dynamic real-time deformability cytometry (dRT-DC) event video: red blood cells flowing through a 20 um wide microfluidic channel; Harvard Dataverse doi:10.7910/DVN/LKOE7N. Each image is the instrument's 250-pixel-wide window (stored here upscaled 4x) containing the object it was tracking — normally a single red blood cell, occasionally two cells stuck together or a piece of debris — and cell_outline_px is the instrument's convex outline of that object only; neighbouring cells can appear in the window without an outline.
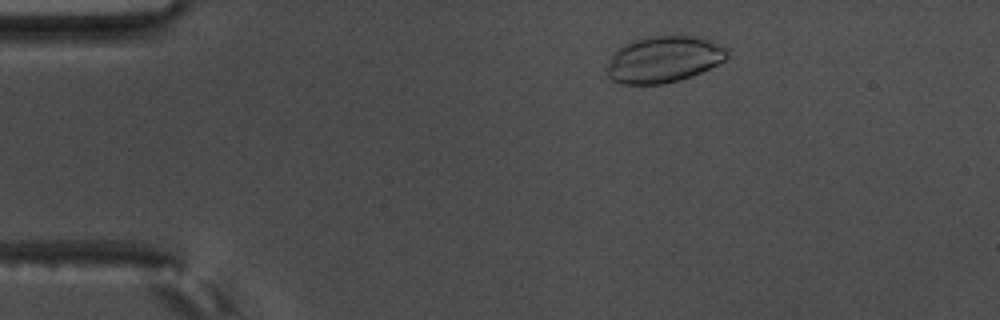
{"species": "common noctule bat (a hibernating species)", "species_latin": "Nyctalus noctula", "temperature_condition": "warm", "stored_images_in_passage": 53, "camera_frame_rate_fps": 3000, "um_per_image_px": 0.085, "animal": {"sex": "male", "body_mass_g": 17.5, "forearm_length_mm": 52.3}, "frame": {"image": 1, "passage_image": 6, "time_ms": 1.667, "image_size_px": [1000, 320], "cell_outline_px": [[728, 56], [724, 60], [692, 76], [664, 84], [620, 84], [612, 80], [608, 76], [604, 68], [612, 52], [624, 44], [632, 40], [648, 36], [696, 36], [712, 40], [728, 48]], "centroid_in_image_um": [56.36, 5.04], "position_along_channel_um": 28.6, "area_um2": 32.95}}
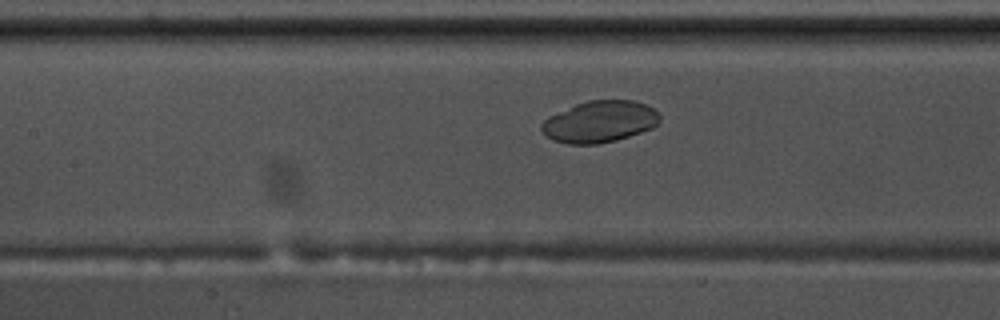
{"frame": {"image": 2, "passage_image": 22, "time_ms": 7.0, "image_size_px": [1000, 320], "cell_outline_px": [[660, 120], [652, 128], [616, 140], [596, 144], [568, 144], [552, 140], [540, 128], [540, 124], [548, 116], [576, 104], [588, 100], [632, 100], [644, 104], [660, 112]], "centroid_in_image_um": [50.96, 10.34], "position_along_channel_um": 156.4, "area_um2": 28.55}}
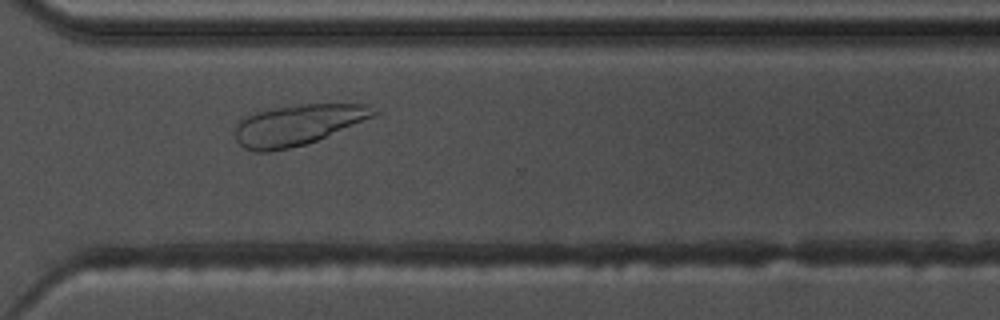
{"frame": {"image": 3, "passage_image": 38, "time_ms": 12.333, "image_size_px": [1000, 320], "cell_outline_px": [[380, 112], [372, 116], [316, 140], [304, 144], [288, 148], [268, 152], [256, 152], [244, 148], [236, 140], [236, 124], [244, 116], [256, 112], [276, 108], [300, 104], [372, 104]], "centroid_in_image_um": [25.27, 10.6], "position_along_channel_um": 345.3, "area_um2": 32.31}}